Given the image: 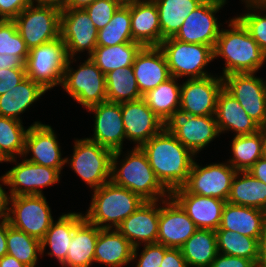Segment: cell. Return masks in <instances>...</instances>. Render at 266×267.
<instances>
[{"label":"cell","mask_w":266,"mask_h":267,"mask_svg":"<svg viewBox=\"0 0 266 267\" xmlns=\"http://www.w3.org/2000/svg\"><path fill=\"white\" fill-rule=\"evenodd\" d=\"M143 246L140 255L138 254L139 246L134 247L132 261H138L135 267H160L165 252L169 248L160 243L143 244Z\"/></svg>","instance_id":"obj_46"},{"label":"cell","mask_w":266,"mask_h":267,"mask_svg":"<svg viewBox=\"0 0 266 267\" xmlns=\"http://www.w3.org/2000/svg\"><path fill=\"white\" fill-rule=\"evenodd\" d=\"M0 54L17 56L24 63L29 55V49L13 20H7L0 28Z\"/></svg>","instance_id":"obj_44"},{"label":"cell","mask_w":266,"mask_h":267,"mask_svg":"<svg viewBox=\"0 0 266 267\" xmlns=\"http://www.w3.org/2000/svg\"><path fill=\"white\" fill-rule=\"evenodd\" d=\"M25 68V63L17 56L0 54V69Z\"/></svg>","instance_id":"obj_51"},{"label":"cell","mask_w":266,"mask_h":267,"mask_svg":"<svg viewBox=\"0 0 266 267\" xmlns=\"http://www.w3.org/2000/svg\"><path fill=\"white\" fill-rule=\"evenodd\" d=\"M256 73H232L223 77L224 88L261 128L266 126V80Z\"/></svg>","instance_id":"obj_13"},{"label":"cell","mask_w":266,"mask_h":267,"mask_svg":"<svg viewBox=\"0 0 266 267\" xmlns=\"http://www.w3.org/2000/svg\"><path fill=\"white\" fill-rule=\"evenodd\" d=\"M35 5L54 6L63 10L67 4V0H32Z\"/></svg>","instance_id":"obj_57"},{"label":"cell","mask_w":266,"mask_h":267,"mask_svg":"<svg viewBox=\"0 0 266 267\" xmlns=\"http://www.w3.org/2000/svg\"><path fill=\"white\" fill-rule=\"evenodd\" d=\"M94 114V134L88 140L98 143L112 152L124 149L126 139L121 103L103 101L87 108Z\"/></svg>","instance_id":"obj_18"},{"label":"cell","mask_w":266,"mask_h":267,"mask_svg":"<svg viewBox=\"0 0 266 267\" xmlns=\"http://www.w3.org/2000/svg\"><path fill=\"white\" fill-rule=\"evenodd\" d=\"M159 204L157 243L163 244L168 248H181L198 228L171 196L167 199L159 200Z\"/></svg>","instance_id":"obj_20"},{"label":"cell","mask_w":266,"mask_h":267,"mask_svg":"<svg viewBox=\"0 0 266 267\" xmlns=\"http://www.w3.org/2000/svg\"><path fill=\"white\" fill-rule=\"evenodd\" d=\"M7 162L16 163L0 177V182L10 188L8 196L43 195L42 188L58 183L61 178L57 169L29 162L25 158L21 163L17 162V158Z\"/></svg>","instance_id":"obj_12"},{"label":"cell","mask_w":266,"mask_h":267,"mask_svg":"<svg viewBox=\"0 0 266 267\" xmlns=\"http://www.w3.org/2000/svg\"><path fill=\"white\" fill-rule=\"evenodd\" d=\"M131 34L143 47H159L162 42L158 9L153 0L131 2Z\"/></svg>","instance_id":"obj_25"},{"label":"cell","mask_w":266,"mask_h":267,"mask_svg":"<svg viewBox=\"0 0 266 267\" xmlns=\"http://www.w3.org/2000/svg\"><path fill=\"white\" fill-rule=\"evenodd\" d=\"M134 246L117 229H100L94 262L106 267H122L132 261Z\"/></svg>","instance_id":"obj_28"},{"label":"cell","mask_w":266,"mask_h":267,"mask_svg":"<svg viewBox=\"0 0 266 267\" xmlns=\"http://www.w3.org/2000/svg\"><path fill=\"white\" fill-rule=\"evenodd\" d=\"M97 34L98 30L84 9L61 11L60 37L69 58H75L85 50L90 57L97 47Z\"/></svg>","instance_id":"obj_16"},{"label":"cell","mask_w":266,"mask_h":267,"mask_svg":"<svg viewBox=\"0 0 266 267\" xmlns=\"http://www.w3.org/2000/svg\"><path fill=\"white\" fill-rule=\"evenodd\" d=\"M216 236L219 253L250 259L257 265L259 238L244 236L227 229H217Z\"/></svg>","instance_id":"obj_40"},{"label":"cell","mask_w":266,"mask_h":267,"mask_svg":"<svg viewBox=\"0 0 266 267\" xmlns=\"http://www.w3.org/2000/svg\"><path fill=\"white\" fill-rule=\"evenodd\" d=\"M132 69L141 95L172 77L165 55L159 47H143L137 54Z\"/></svg>","instance_id":"obj_24"},{"label":"cell","mask_w":266,"mask_h":267,"mask_svg":"<svg viewBox=\"0 0 266 267\" xmlns=\"http://www.w3.org/2000/svg\"><path fill=\"white\" fill-rule=\"evenodd\" d=\"M159 48L163 51L172 77L189 79L211 75L205 67L214 59L213 48L205 44L182 42L173 37L164 39Z\"/></svg>","instance_id":"obj_6"},{"label":"cell","mask_w":266,"mask_h":267,"mask_svg":"<svg viewBox=\"0 0 266 267\" xmlns=\"http://www.w3.org/2000/svg\"><path fill=\"white\" fill-rule=\"evenodd\" d=\"M73 149L72 157H65V164H70L77 176L92 190L111 180V150L87 138L76 139Z\"/></svg>","instance_id":"obj_8"},{"label":"cell","mask_w":266,"mask_h":267,"mask_svg":"<svg viewBox=\"0 0 266 267\" xmlns=\"http://www.w3.org/2000/svg\"><path fill=\"white\" fill-rule=\"evenodd\" d=\"M61 11L54 6L32 4L13 20L29 50L61 38Z\"/></svg>","instance_id":"obj_10"},{"label":"cell","mask_w":266,"mask_h":267,"mask_svg":"<svg viewBox=\"0 0 266 267\" xmlns=\"http://www.w3.org/2000/svg\"><path fill=\"white\" fill-rule=\"evenodd\" d=\"M95 0H67L64 9H84L92 4Z\"/></svg>","instance_id":"obj_58"},{"label":"cell","mask_w":266,"mask_h":267,"mask_svg":"<svg viewBox=\"0 0 266 267\" xmlns=\"http://www.w3.org/2000/svg\"><path fill=\"white\" fill-rule=\"evenodd\" d=\"M115 151L111 159V181L139 195L145 201H159L170 197V192L161 184L140 147L125 153ZM120 162V163H118ZM120 164V167H119Z\"/></svg>","instance_id":"obj_3"},{"label":"cell","mask_w":266,"mask_h":267,"mask_svg":"<svg viewBox=\"0 0 266 267\" xmlns=\"http://www.w3.org/2000/svg\"><path fill=\"white\" fill-rule=\"evenodd\" d=\"M122 4L120 0H95L85 7L97 30L104 28L111 20L114 12Z\"/></svg>","instance_id":"obj_45"},{"label":"cell","mask_w":266,"mask_h":267,"mask_svg":"<svg viewBox=\"0 0 266 267\" xmlns=\"http://www.w3.org/2000/svg\"><path fill=\"white\" fill-rule=\"evenodd\" d=\"M99 228L84 219L73 232L62 267H90L94 263Z\"/></svg>","instance_id":"obj_30"},{"label":"cell","mask_w":266,"mask_h":267,"mask_svg":"<svg viewBox=\"0 0 266 267\" xmlns=\"http://www.w3.org/2000/svg\"><path fill=\"white\" fill-rule=\"evenodd\" d=\"M7 219L0 220V258L7 254Z\"/></svg>","instance_id":"obj_54"},{"label":"cell","mask_w":266,"mask_h":267,"mask_svg":"<svg viewBox=\"0 0 266 267\" xmlns=\"http://www.w3.org/2000/svg\"><path fill=\"white\" fill-rule=\"evenodd\" d=\"M122 3H128V2H132V1H136V0H120Z\"/></svg>","instance_id":"obj_62"},{"label":"cell","mask_w":266,"mask_h":267,"mask_svg":"<svg viewBox=\"0 0 266 267\" xmlns=\"http://www.w3.org/2000/svg\"><path fill=\"white\" fill-rule=\"evenodd\" d=\"M142 48L143 46L137 42L97 46L90 58L104 74H107L117 68L132 66Z\"/></svg>","instance_id":"obj_36"},{"label":"cell","mask_w":266,"mask_h":267,"mask_svg":"<svg viewBox=\"0 0 266 267\" xmlns=\"http://www.w3.org/2000/svg\"><path fill=\"white\" fill-rule=\"evenodd\" d=\"M228 28L221 29L213 49L214 59L222 57L225 66L222 77L232 73H257L266 62V55L236 18L229 20Z\"/></svg>","instance_id":"obj_2"},{"label":"cell","mask_w":266,"mask_h":267,"mask_svg":"<svg viewBox=\"0 0 266 267\" xmlns=\"http://www.w3.org/2000/svg\"><path fill=\"white\" fill-rule=\"evenodd\" d=\"M170 196L182 207L198 229L217 230L226 201L189 193L184 187L177 188Z\"/></svg>","instance_id":"obj_22"},{"label":"cell","mask_w":266,"mask_h":267,"mask_svg":"<svg viewBox=\"0 0 266 267\" xmlns=\"http://www.w3.org/2000/svg\"><path fill=\"white\" fill-rule=\"evenodd\" d=\"M32 4V0H0V16L7 20H14L26 7Z\"/></svg>","instance_id":"obj_48"},{"label":"cell","mask_w":266,"mask_h":267,"mask_svg":"<svg viewBox=\"0 0 266 267\" xmlns=\"http://www.w3.org/2000/svg\"><path fill=\"white\" fill-rule=\"evenodd\" d=\"M6 219L13 228L40 241L54 221L44 194L9 196Z\"/></svg>","instance_id":"obj_9"},{"label":"cell","mask_w":266,"mask_h":267,"mask_svg":"<svg viewBox=\"0 0 266 267\" xmlns=\"http://www.w3.org/2000/svg\"><path fill=\"white\" fill-rule=\"evenodd\" d=\"M134 42L131 34V2L122 3L109 23L98 30L97 46Z\"/></svg>","instance_id":"obj_39"},{"label":"cell","mask_w":266,"mask_h":267,"mask_svg":"<svg viewBox=\"0 0 266 267\" xmlns=\"http://www.w3.org/2000/svg\"><path fill=\"white\" fill-rule=\"evenodd\" d=\"M126 139L141 147L164 129V123L141 98L121 103Z\"/></svg>","instance_id":"obj_21"},{"label":"cell","mask_w":266,"mask_h":267,"mask_svg":"<svg viewBox=\"0 0 266 267\" xmlns=\"http://www.w3.org/2000/svg\"><path fill=\"white\" fill-rule=\"evenodd\" d=\"M236 170L229 163H213L204 167L194 160L188 181L183 186L189 193L215 197L227 202Z\"/></svg>","instance_id":"obj_15"},{"label":"cell","mask_w":266,"mask_h":267,"mask_svg":"<svg viewBox=\"0 0 266 267\" xmlns=\"http://www.w3.org/2000/svg\"><path fill=\"white\" fill-rule=\"evenodd\" d=\"M231 143L233 156L227 162L236 171H248L263 157L262 130L251 135L234 136Z\"/></svg>","instance_id":"obj_37"},{"label":"cell","mask_w":266,"mask_h":267,"mask_svg":"<svg viewBox=\"0 0 266 267\" xmlns=\"http://www.w3.org/2000/svg\"><path fill=\"white\" fill-rule=\"evenodd\" d=\"M75 61L76 58H69L65 67L61 85L64 91L86 109L106 101L105 74L90 57L79 64L77 70L70 67Z\"/></svg>","instance_id":"obj_5"},{"label":"cell","mask_w":266,"mask_h":267,"mask_svg":"<svg viewBox=\"0 0 266 267\" xmlns=\"http://www.w3.org/2000/svg\"><path fill=\"white\" fill-rule=\"evenodd\" d=\"M0 267H28V266L21 263L15 257L6 254L0 258Z\"/></svg>","instance_id":"obj_56"},{"label":"cell","mask_w":266,"mask_h":267,"mask_svg":"<svg viewBox=\"0 0 266 267\" xmlns=\"http://www.w3.org/2000/svg\"><path fill=\"white\" fill-rule=\"evenodd\" d=\"M85 219L84 214L69 212L53 221L50 228L41 240V257L49 246L50 252L48 256H52L58 260L61 265L68 252L69 243L72 240L74 229Z\"/></svg>","instance_id":"obj_29"},{"label":"cell","mask_w":266,"mask_h":267,"mask_svg":"<svg viewBox=\"0 0 266 267\" xmlns=\"http://www.w3.org/2000/svg\"><path fill=\"white\" fill-rule=\"evenodd\" d=\"M26 77V68L0 69V95L15 88Z\"/></svg>","instance_id":"obj_47"},{"label":"cell","mask_w":266,"mask_h":267,"mask_svg":"<svg viewBox=\"0 0 266 267\" xmlns=\"http://www.w3.org/2000/svg\"><path fill=\"white\" fill-rule=\"evenodd\" d=\"M47 92L39 83L26 77L12 90L0 95V116L21 120V113Z\"/></svg>","instance_id":"obj_31"},{"label":"cell","mask_w":266,"mask_h":267,"mask_svg":"<svg viewBox=\"0 0 266 267\" xmlns=\"http://www.w3.org/2000/svg\"><path fill=\"white\" fill-rule=\"evenodd\" d=\"M225 4L227 0H205L185 18L173 38L187 43L205 44L214 49L221 30L215 15Z\"/></svg>","instance_id":"obj_14"},{"label":"cell","mask_w":266,"mask_h":267,"mask_svg":"<svg viewBox=\"0 0 266 267\" xmlns=\"http://www.w3.org/2000/svg\"><path fill=\"white\" fill-rule=\"evenodd\" d=\"M161 184L171 193L183 187L195 155L178 139L163 129L141 147Z\"/></svg>","instance_id":"obj_1"},{"label":"cell","mask_w":266,"mask_h":267,"mask_svg":"<svg viewBox=\"0 0 266 267\" xmlns=\"http://www.w3.org/2000/svg\"><path fill=\"white\" fill-rule=\"evenodd\" d=\"M177 81L178 78L171 77L142 95V99L163 123L180 109L181 84Z\"/></svg>","instance_id":"obj_35"},{"label":"cell","mask_w":266,"mask_h":267,"mask_svg":"<svg viewBox=\"0 0 266 267\" xmlns=\"http://www.w3.org/2000/svg\"><path fill=\"white\" fill-rule=\"evenodd\" d=\"M68 59L66 46L61 38L43 43L29 50L25 62L26 76L47 91L57 85L61 86Z\"/></svg>","instance_id":"obj_7"},{"label":"cell","mask_w":266,"mask_h":267,"mask_svg":"<svg viewBox=\"0 0 266 267\" xmlns=\"http://www.w3.org/2000/svg\"><path fill=\"white\" fill-rule=\"evenodd\" d=\"M215 117L220 135L231 130L235 136L251 135L261 130L224 87L218 95Z\"/></svg>","instance_id":"obj_26"},{"label":"cell","mask_w":266,"mask_h":267,"mask_svg":"<svg viewBox=\"0 0 266 267\" xmlns=\"http://www.w3.org/2000/svg\"><path fill=\"white\" fill-rule=\"evenodd\" d=\"M160 267H188L180 248H169Z\"/></svg>","instance_id":"obj_50"},{"label":"cell","mask_w":266,"mask_h":267,"mask_svg":"<svg viewBox=\"0 0 266 267\" xmlns=\"http://www.w3.org/2000/svg\"><path fill=\"white\" fill-rule=\"evenodd\" d=\"M209 75L181 84L180 109L193 116L215 115L217 99L224 87L223 77Z\"/></svg>","instance_id":"obj_17"},{"label":"cell","mask_w":266,"mask_h":267,"mask_svg":"<svg viewBox=\"0 0 266 267\" xmlns=\"http://www.w3.org/2000/svg\"><path fill=\"white\" fill-rule=\"evenodd\" d=\"M29 153L32 156L27 159ZM62 155L55 130L51 126L35 121L28 127L23 154L27 161L55 168L61 173L66 161Z\"/></svg>","instance_id":"obj_19"},{"label":"cell","mask_w":266,"mask_h":267,"mask_svg":"<svg viewBox=\"0 0 266 267\" xmlns=\"http://www.w3.org/2000/svg\"><path fill=\"white\" fill-rule=\"evenodd\" d=\"M2 162L7 163V159L0 153V163H2Z\"/></svg>","instance_id":"obj_61"},{"label":"cell","mask_w":266,"mask_h":267,"mask_svg":"<svg viewBox=\"0 0 266 267\" xmlns=\"http://www.w3.org/2000/svg\"><path fill=\"white\" fill-rule=\"evenodd\" d=\"M159 201H144L116 228L134 247L157 243Z\"/></svg>","instance_id":"obj_23"},{"label":"cell","mask_w":266,"mask_h":267,"mask_svg":"<svg viewBox=\"0 0 266 267\" xmlns=\"http://www.w3.org/2000/svg\"><path fill=\"white\" fill-rule=\"evenodd\" d=\"M139 195L111 180L93 190L85 219L100 229H116L144 202Z\"/></svg>","instance_id":"obj_4"},{"label":"cell","mask_w":266,"mask_h":267,"mask_svg":"<svg viewBox=\"0 0 266 267\" xmlns=\"http://www.w3.org/2000/svg\"><path fill=\"white\" fill-rule=\"evenodd\" d=\"M243 1L248 11L245 14L237 15L236 18L243 24L266 55V0Z\"/></svg>","instance_id":"obj_43"},{"label":"cell","mask_w":266,"mask_h":267,"mask_svg":"<svg viewBox=\"0 0 266 267\" xmlns=\"http://www.w3.org/2000/svg\"><path fill=\"white\" fill-rule=\"evenodd\" d=\"M157 6L162 41L174 37L185 18L205 0H153Z\"/></svg>","instance_id":"obj_34"},{"label":"cell","mask_w":266,"mask_h":267,"mask_svg":"<svg viewBox=\"0 0 266 267\" xmlns=\"http://www.w3.org/2000/svg\"><path fill=\"white\" fill-rule=\"evenodd\" d=\"M7 21L6 18L0 16V28Z\"/></svg>","instance_id":"obj_60"},{"label":"cell","mask_w":266,"mask_h":267,"mask_svg":"<svg viewBox=\"0 0 266 267\" xmlns=\"http://www.w3.org/2000/svg\"><path fill=\"white\" fill-rule=\"evenodd\" d=\"M256 179L266 183V159L261 157L249 170Z\"/></svg>","instance_id":"obj_52"},{"label":"cell","mask_w":266,"mask_h":267,"mask_svg":"<svg viewBox=\"0 0 266 267\" xmlns=\"http://www.w3.org/2000/svg\"><path fill=\"white\" fill-rule=\"evenodd\" d=\"M227 202L266 211V183L256 179L248 171H237Z\"/></svg>","instance_id":"obj_32"},{"label":"cell","mask_w":266,"mask_h":267,"mask_svg":"<svg viewBox=\"0 0 266 267\" xmlns=\"http://www.w3.org/2000/svg\"><path fill=\"white\" fill-rule=\"evenodd\" d=\"M263 132V157L266 159V126L261 128Z\"/></svg>","instance_id":"obj_59"},{"label":"cell","mask_w":266,"mask_h":267,"mask_svg":"<svg viewBox=\"0 0 266 267\" xmlns=\"http://www.w3.org/2000/svg\"><path fill=\"white\" fill-rule=\"evenodd\" d=\"M7 254L28 267H35L41 256V241L9 225L7 220Z\"/></svg>","instance_id":"obj_41"},{"label":"cell","mask_w":266,"mask_h":267,"mask_svg":"<svg viewBox=\"0 0 266 267\" xmlns=\"http://www.w3.org/2000/svg\"><path fill=\"white\" fill-rule=\"evenodd\" d=\"M22 121L0 116V153L8 160L23 157L28 129Z\"/></svg>","instance_id":"obj_42"},{"label":"cell","mask_w":266,"mask_h":267,"mask_svg":"<svg viewBox=\"0 0 266 267\" xmlns=\"http://www.w3.org/2000/svg\"><path fill=\"white\" fill-rule=\"evenodd\" d=\"M180 249L188 267H210L218 253L216 231L198 229Z\"/></svg>","instance_id":"obj_33"},{"label":"cell","mask_w":266,"mask_h":267,"mask_svg":"<svg viewBox=\"0 0 266 267\" xmlns=\"http://www.w3.org/2000/svg\"><path fill=\"white\" fill-rule=\"evenodd\" d=\"M107 101L123 103L142 98L132 66L105 74Z\"/></svg>","instance_id":"obj_38"},{"label":"cell","mask_w":266,"mask_h":267,"mask_svg":"<svg viewBox=\"0 0 266 267\" xmlns=\"http://www.w3.org/2000/svg\"><path fill=\"white\" fill-rule=\"evenodd\" d=\"M8 192L3 189V185L0 184V219H5L7 217L8 208Z\"/></svg>","instance_id":"obj_55"},{"label":"cell","mask_w":266,"mask_h":267,"mask_svg":"<svg viewBox=\"0 0 266 267\" xmlns=\"http://www.w3.org/2000/svg\"><path fill=\"white\" fill-rule=\"evenodd\" d=\"M210 267H257L250 259L217 253Z\"/></svg>","instance_id":"obj_49"},{"label":"cell","mask_w":266,"mask_h":267,"mask_svg":"<svg viewBox=\"0 0 266 267\" xmlns=\"http://www.w3.org/2000/svg\"><path fill=\"white\" fill-rule=\"evenodd\" d=\"M259 257L257 267H266V223L264 225L263 233L259 238Z\"/></svg>","instance_id":"obj_53"},{"label":"cell","mask_w":266,"mask_h":267,"mask_svg":"<svg viewBox=\"0 0 266 267\" xmlns=\"http://www.w3.org/2000/svg\"><path fill=\"white\" fill-rule=\"evenodd\" d=\"M164 129L195 156L220 135L215 115L193 116L181 109L165 121Z\"/></svg>","instance_id":"obj_11"},{"label":"cell","mask_w":266,"mask_h":267,"mask_svg":"<svg viewBox=\"0 0 266 267\" xmlns=\"http://www.w3.org/2000/svg\"><path fill=\"white\" fill-rule=\"evenodd\" d=\"M265 223L266 211L226 202L218 229H227L244 236L260 238Z\"/></svg>","instance_id":"obj_27"}]
</instances>
